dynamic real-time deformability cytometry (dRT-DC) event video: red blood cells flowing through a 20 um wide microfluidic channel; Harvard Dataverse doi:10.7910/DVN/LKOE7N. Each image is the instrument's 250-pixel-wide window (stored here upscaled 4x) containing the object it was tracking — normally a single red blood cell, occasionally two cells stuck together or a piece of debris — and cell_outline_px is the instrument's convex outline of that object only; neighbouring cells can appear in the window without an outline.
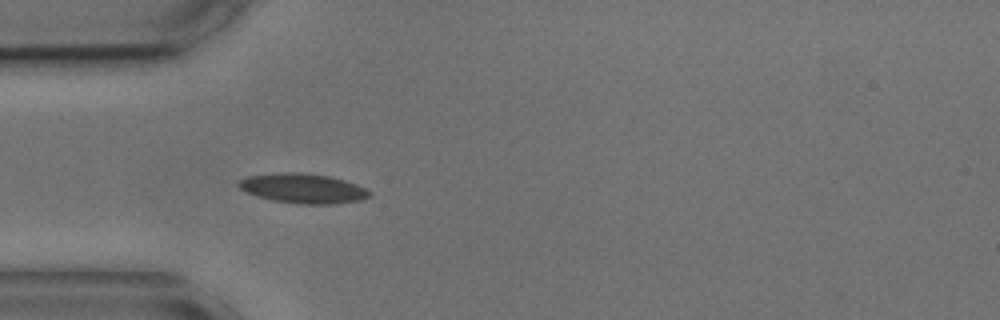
{"species": "common noctule bat (a hibernating species)", "species_latin": "Nyctalus noctula", "temperature_condition": "cold", "stored_images_in_passage": 41, "camera_frame_rate_fps": 3000, "um_per_image_px": 0.085, "animal": {"sex": "male", "body_mass_g": 17.9, "forearm_length_mm": 54.2}, "frame": {"image": 1, "passage_image": 1, "time_ms": 0.0, "image_size_px": [1000, 320], "cell_outline_px": [[372, 196], [360, 200], [336, 204], [296, 204], [272, 200], [256, 196], [240, 188], [236, 184], [240, 180], [248, 176], [276, 172], [300, 172], [328, 176], [344, 180], [356, 184], [372, 192]], "centroid_in_image_um": [25.76, 16.02], "position_along_channel_um": 59.2, "area_um2": 22.77}}
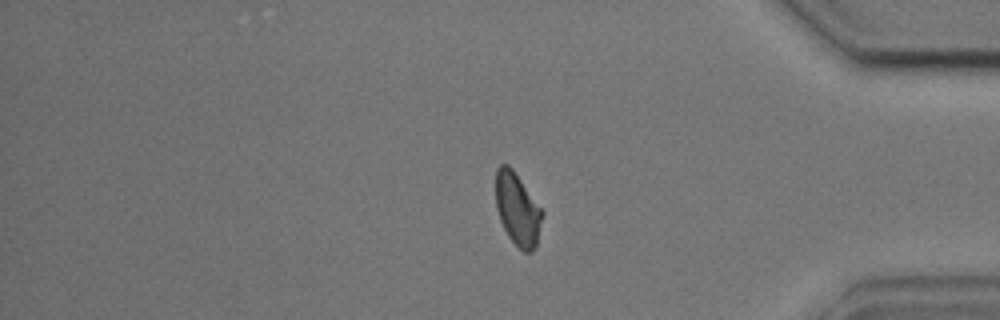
{"frame": {"image": 2, "passage_image": 31, "time_ms": 10.0, "image_size_px": [1000, 320], "cell_outline_px": [[544, 216], [536, 244], [532, 252], [524, 252], [508, 236], [500, 220], [496, 208], [496, 168], [500, 164], [508, 164], [512, 168], [544, 212]], "centroid_in_image_um": [43.99, 17.77], "position_along_channel_um": 391.2, "area_um2": 19.59}}
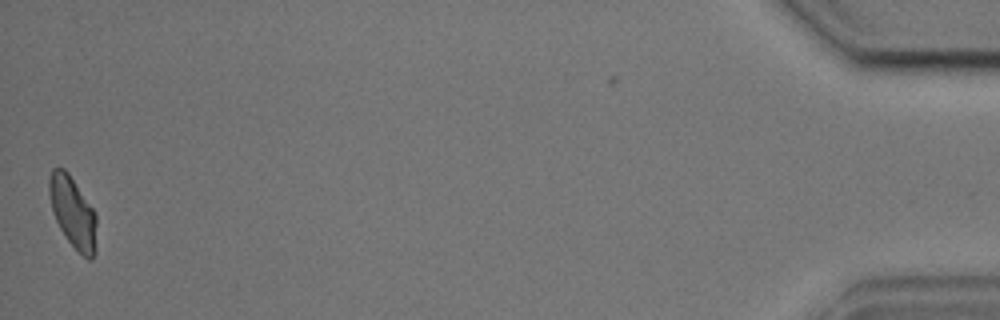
{"frame": {"image": 3, "passage_image": 40, "time_ms": 13.0, "image_size_px": [1000, 320], "cell_outline_px": [[96, 252], [92, 260], [88, 260], [68, 240], [60, 228], [52, 212], [48, 192], [48, 180], [52, 168], [64, 168], [68, 172], [96, 212]], "centroid_in_image_um": [6.2, 18.03], "position_along_channel_um": 429.0, "area_um2": 19.77}, "authors_computed_cell_mechanics": {"area_um2": 20.6346, "velocity_mm_per_s": 3.5865, "shape_relaxation_time_tau1_ms": null, "shape_relaxation_time_tau2_ms": 3.1806, "deformation_change_tau1": null, "deformation_change_tau2": 0.0656}}